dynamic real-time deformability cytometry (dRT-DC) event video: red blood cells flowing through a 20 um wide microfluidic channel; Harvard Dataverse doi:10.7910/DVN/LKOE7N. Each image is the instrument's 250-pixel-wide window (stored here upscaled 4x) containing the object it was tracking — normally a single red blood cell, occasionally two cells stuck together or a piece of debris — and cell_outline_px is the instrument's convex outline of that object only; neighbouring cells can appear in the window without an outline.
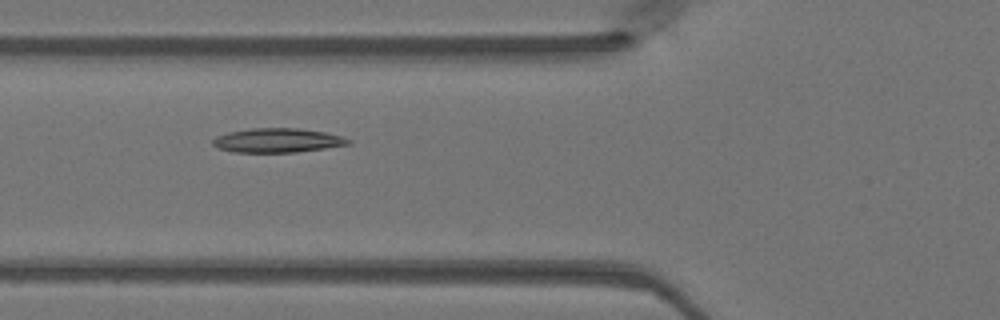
{"species": "Egyptian fruit bat (a non-hibernating species)", "species_latin": "Rousettus aegyptiacus", "temperature_condition": "warm", "stored_images_in_passage": 9, "camera_frame_rate_fps": 3000, "um_per_image_px": 0.085, "animal": {"sex": "female"}, "frame": {"image": 1, "passage_image": 3, "time_ms": 0.667, "image_size_px": [1000, 320], "cell_outline_px": [[352, 144], [296, 152], [232, 152], [220, 148], [212, 144], [212, 140], [216, 136], [228, 132], [252, 128], [300, 128], [324, 132], [340, 136], [352, 140]], "centroid_in_image_um": [23.59, 11.93], "position_along_channel_um": 102.2, "area_um2": 19.07}}
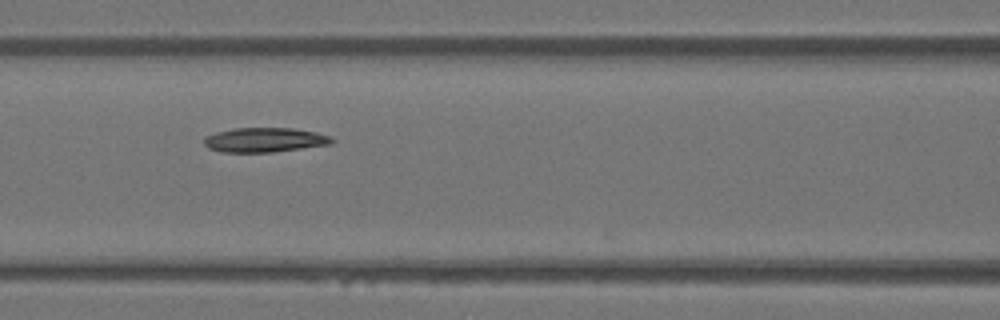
{"frame": {"image": 2, "passage_image": 6, "time_ms": 1.667, "image_size_px": [1000, 320], "cell_outline_px": [[336, 140], [332, 144], [272, 152], [220, 152], [208, 148], [204, 144], [204, 136], [216, 132], [232, 128], [292, 128], [316, 132], [332, 136]], "centroid_in_image_um": [22.5, 11.89], "position_along_channel_um": 144.1, "area_um2": 18.44}}